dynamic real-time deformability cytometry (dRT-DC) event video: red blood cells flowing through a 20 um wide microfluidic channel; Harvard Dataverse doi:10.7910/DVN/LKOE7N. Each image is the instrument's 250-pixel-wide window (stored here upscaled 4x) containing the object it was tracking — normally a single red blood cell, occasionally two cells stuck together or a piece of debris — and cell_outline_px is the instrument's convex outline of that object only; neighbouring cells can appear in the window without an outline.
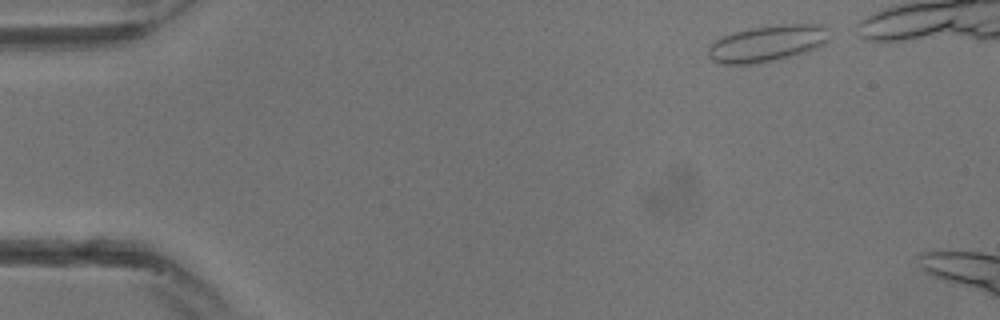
{"species": "common noctule bat (a hibernating species)", "species_latin": "Nyctalus noctula", "temperature_condition": "warm", "stored_images_in_passage": 14, "camera_frame_rate_fps": 3000, "um_per_image_px": 0.085, "animal": {"sex": "male", "body_mass_g": 13.3}, "frame": {"image": 1, "passage_image": 1, "time_ms": 0.0, "image_size_px": [1000, 320], "cell_outline_px": [[828, 40], [824, 44], [808, 52], [776, 60], [756, 64], [716, 64], [708, 56], [708, 48], [716, 40], [732, 32], [752, 28], [780, 24], [820, 24], [828, 28]], "centroid_in_image_um": [65.23, 3.7], "position_along_channel_um": 19.8, "area_um2": 25.89}}
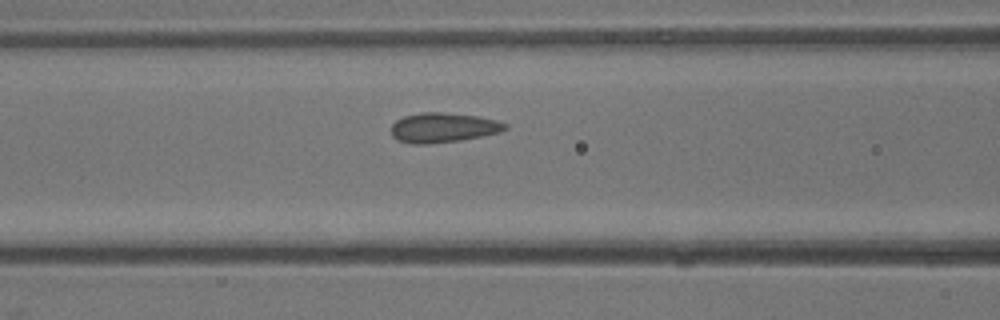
{"frame": {"image": 2, "passage_image": 10, "time_ms": 3.0, "image_size_px": [1000, 320], "cell_outline_px": [[508, 128], [500, 132], [460, 140], [428, 144], [412, 144], [396, 140], [392, 136], [392, 124], [396, 120], [404, 116], [424, 112], [444, 112], [476, 116], [496, 120], [508, 124]], "centroid_in_image_um": [37.65, 10.85], "position_along_channel_um": 129.0, "area_um2": 19.71}}
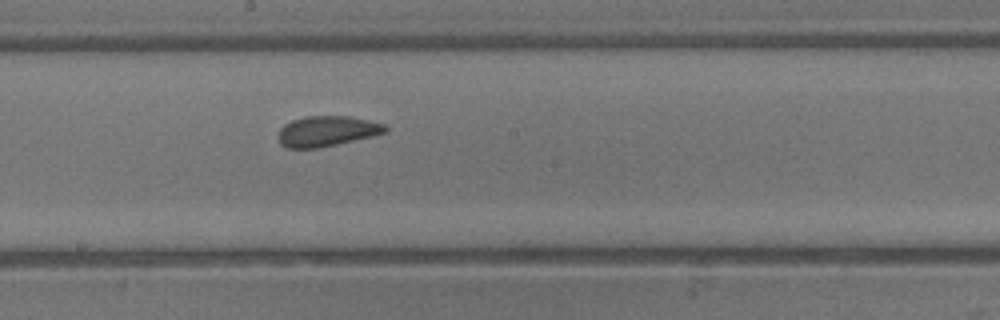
{"frame": {"image": 3, "passage_image": 14, "time_ms": 4.333, "image_size_px": [1000, 320], "cell_outline_px": [[388, 132], [372, 136], [320, 148], [288, 148], [280, 144], [276, 136], [280, 128], [284, 124], [292, 120], [304, 116], [348, 116], [368, 120], [384, 124], [388, 128]], "centroid_in_image_um": [27.75, 11.15], "position_along_channel_um": 220.4, "area_um2": 19.13}}